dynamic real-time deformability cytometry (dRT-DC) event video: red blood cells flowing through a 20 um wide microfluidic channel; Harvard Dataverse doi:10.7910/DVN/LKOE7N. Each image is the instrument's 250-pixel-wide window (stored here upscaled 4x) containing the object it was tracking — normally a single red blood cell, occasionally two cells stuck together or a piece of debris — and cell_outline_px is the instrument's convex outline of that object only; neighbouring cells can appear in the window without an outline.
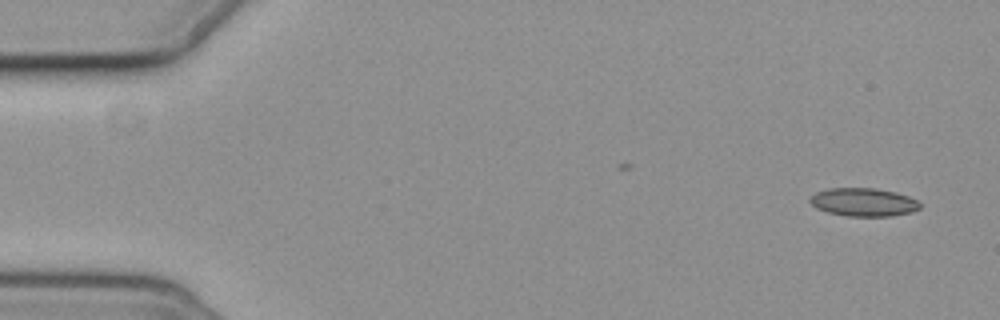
{"species": "common noctule bat (a hibernating species)", "species_latin": "Nyctalus noctula", "temperature_condition": "cold", "stored_images_in_passage": 5, "camera_frame_rate_fps": 3000, "um_per_image_px": 0.085, "animal": {"sex": "female", "body_mass_g": 19.3, "forearm_length_mm": 54.1}, "frame": {"image": 1, "passage_image": 1, "time_ms": 0.0, "image_size_px": [1000, 320], "cell_outline_px": [[920, 208], [912, 212], [892, 216], [848, 216], [828, 212], [816, 208], [808, 200], [816, 192], [828, 188], [876, 188], [896, 192], [908, 196], [916, 200], [920, 204]], "centroid_in_image_um": [73.4, 17.18], "position_along_channel_um": 11.6, "area_um2": 18.09}}